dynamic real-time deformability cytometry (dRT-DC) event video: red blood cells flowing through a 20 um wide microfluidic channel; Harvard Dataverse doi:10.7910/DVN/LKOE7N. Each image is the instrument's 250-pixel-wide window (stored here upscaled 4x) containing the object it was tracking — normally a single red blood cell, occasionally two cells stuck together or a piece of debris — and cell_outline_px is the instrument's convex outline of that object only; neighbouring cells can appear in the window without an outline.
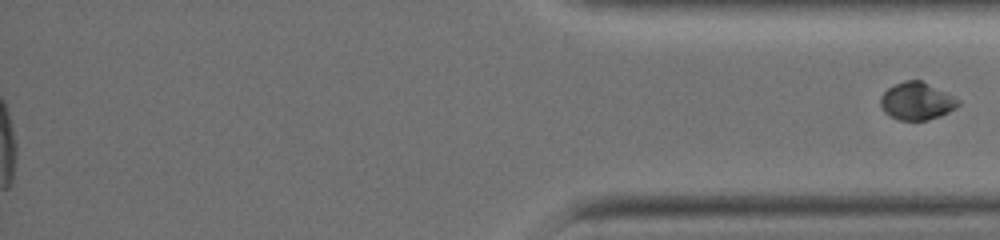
{"species": "common noctule bat (a hibernating species)", "species_latin": "Nyctalus noctula", "temperature_condition": "warm", "stored_images_in_passage": 45, "segment_of_instrument_passage": [2, 2], "camera_frame_rate_fps": 3000, "um_per_image_px": 0.085, "animal": {"sex": "female", "body_mass_g": 19.0, "forearm_length_mm": 51.5}, "frame": {"image": 1, "passage_image": 45, "time_ms": 14.667, "image_size_px": [1000, 240], "cell_outline_px": [[960, 104], [956, 108], [940, 116], [928, 120], [900, 120], [884, 112], [880, 104], [880, 96], [888, 88], [904, 80], [920, 80], [960, 100]], "centroid_in_image_um": [77.91, 8.6], "position_along_channel_um": 357.3, "area_um2": 16.76}}